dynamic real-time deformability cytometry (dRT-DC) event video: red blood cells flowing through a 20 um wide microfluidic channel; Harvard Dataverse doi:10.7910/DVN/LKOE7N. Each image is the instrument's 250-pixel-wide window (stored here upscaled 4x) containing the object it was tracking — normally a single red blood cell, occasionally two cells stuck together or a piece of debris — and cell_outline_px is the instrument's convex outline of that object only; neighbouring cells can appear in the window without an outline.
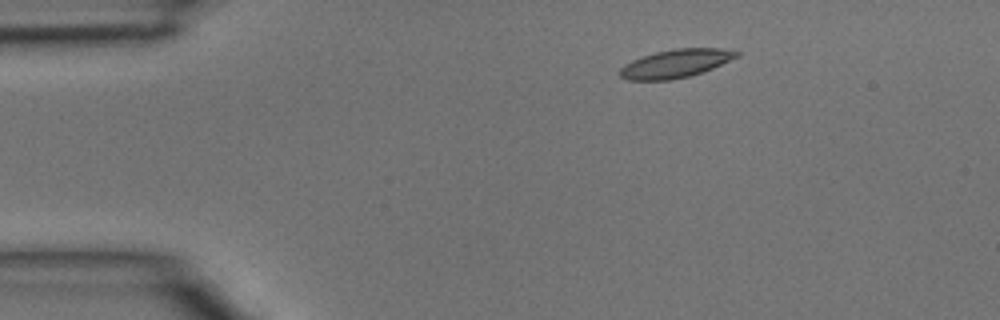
{"species": "common noctule bat (a hibernating species)", "species_latin": "Nyctalus noctula", "temperature_condition": "room temperature", "stored_images_in_passage": 3, "camera_frame_rate_fps": 3000, "um_per_image_px": 0.085, "animal": {"sex": "male", "body_mass_g": 15.6}, "frame": {"image": 1, "passage_image": 1, "time_ms": 0.0, "image_size_px": [1000, 320], "cell_outline_px": [[740, 56], [712, 68], [688, 76], [668, 80], [628, 80], [620, 76], [620, 68], [624, 64], [632, 60], [656, 52], [676, 48], [720, 48], [740, 52]], "centroid_in_image_um": [57.43, 5.39], "position_along_channel_um": 27.6, "area_um2": 19.02}}
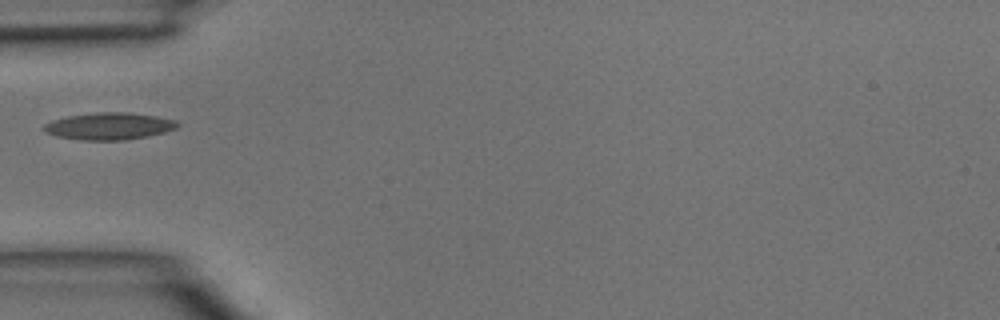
{"frame": {"image": 2, "passage_image": 3, "time_ms": 0.667, "image_size_px": [1000, 320], "cell_outline_px": [[180, 124], [176, 128], [164, 132], [148, 136], [128, 140], [80, 140], [56, 136], [40, 128], [44, 124], [52, 120], [68, 116], [96, 112], [128, 112], [156, 116], [176, 120]], "centroid_in_image_um": [9.27, 10.72], "position_along_channel_um": 75.7, "area_um2": 21.15}}